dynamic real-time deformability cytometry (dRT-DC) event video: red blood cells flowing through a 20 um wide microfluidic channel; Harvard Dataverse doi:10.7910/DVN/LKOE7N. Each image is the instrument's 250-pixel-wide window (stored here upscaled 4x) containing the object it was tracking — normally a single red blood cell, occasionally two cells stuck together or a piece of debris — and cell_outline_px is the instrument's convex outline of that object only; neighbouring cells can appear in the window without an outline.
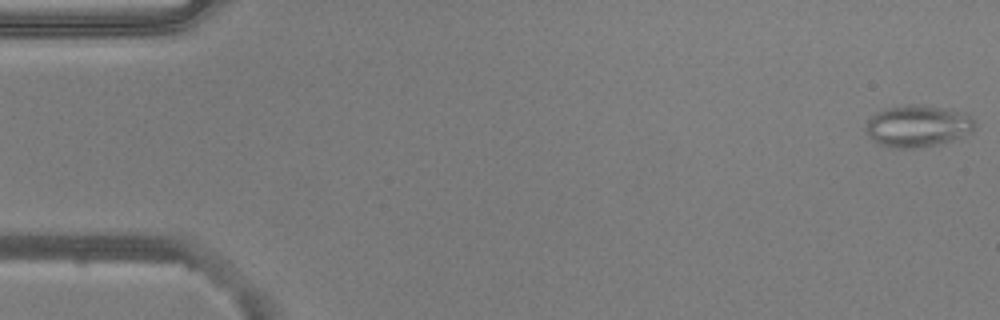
{"species": "common noctule bat (a hibernating species)", "species_latin": "Nyctalus noctula", "temperature_condition": "warm", "stored_images_in_passage": 54, "camera_frame_rate_fps": 3000, "um_per_image_px": 0.085, "animal": {"sex": "male", "body_mass_g": 20.5, "forearm_length_mm": 52.5}, "frame": {"image": 1, "passage_image": 1, "time_ms": 0.0, "image_size_px": [1000, 320], "cell_outline_px": [[976, 128], [972, 132], [952, 140], [912, 148], [896, 148], [880, 144], [872, 140], [864, 128], [868, 120], [876, 112], [888, 108], [908, 104], [924, 104], [952, 108], [968, 112], [972, 116], [976, 124]], "centroid_in_image_um": [78.06, 10.67], "position_along_channel_um": 6.9, "area_um2": 26.88}}
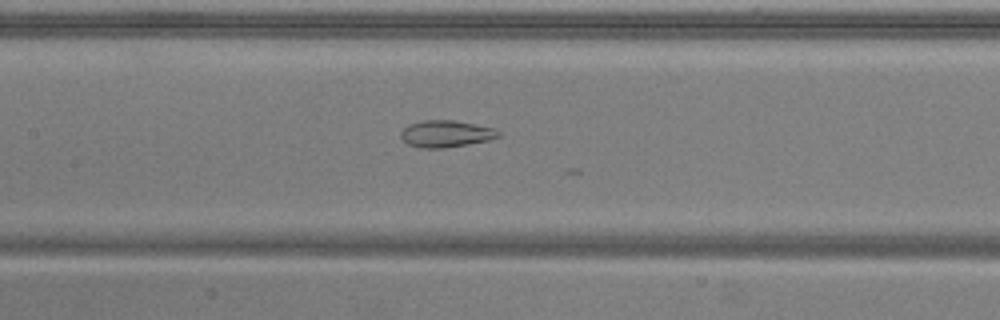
{"frame": {"image": 2, "passage_image": 25, "time_ms": 8.0, "image_size_px": [1000, 320], "cell_outline_px": [[500, 136], [488, 140], [468, 144], [444, 148], [420, 148], [408, 144], [400, 136], [400, 132], [408, 124], [424, 120], [456, 120], [496, 128], [500, 132]], "centroid_in_image_um": [37.91, 11.36], "position_along_channel_um": 169.5, "area_um2": 15.37}}
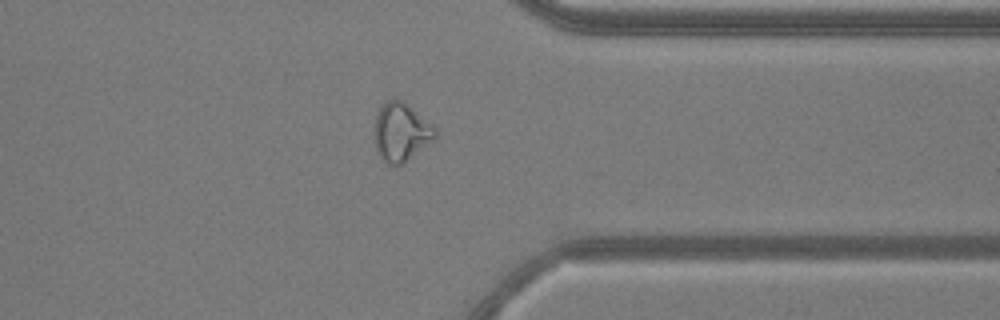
{"frame": {"image": 3, "passage_image": 42, "time_ms": 13.667, "image_size_px": [1000, 320], "cell_outline_px": [[436, 136], [432, 140], [396, 168], [392, 168], [376, 152], [376, 116], [384, 100], [400, 100], [436, 128]], "centroid_in_image_um": [34.06, 11.26], "position_along_channel_um": 377.3, "area_um2": 19.94}, "authors_computed_cell_mechanics": {"area_um2": 21.4149, "velocity_mm_per_s": 3.7727, "shape_relaxation_time_tau1_ms": null, "shape_relaxation_time_tau2_ms": 1.8368, "deformation_change_tau1": null, "deformation_change_tau2": 0.0931}}